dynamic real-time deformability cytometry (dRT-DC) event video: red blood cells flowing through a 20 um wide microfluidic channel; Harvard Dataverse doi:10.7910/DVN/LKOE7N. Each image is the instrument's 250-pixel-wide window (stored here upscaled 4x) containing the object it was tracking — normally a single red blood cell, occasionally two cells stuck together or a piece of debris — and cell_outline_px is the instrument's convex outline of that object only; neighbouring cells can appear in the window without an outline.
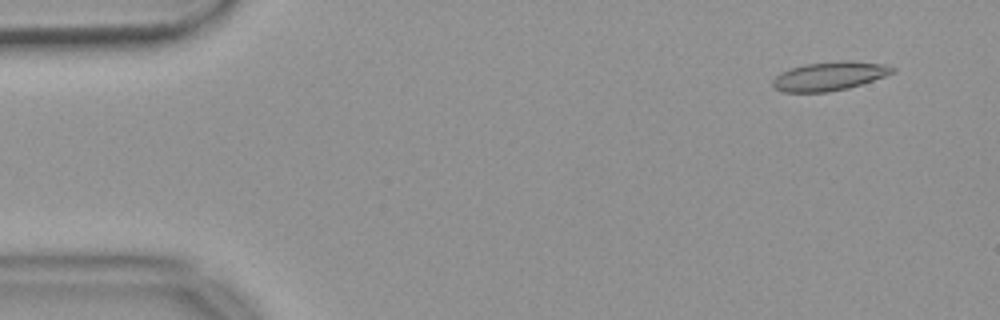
{"species": "common noctule bat (a hibernating species)", "species_latin": "Nyctalus noctula", "temperature_condition": "warm", "stored_images_in_passage": 55, "camera_frame_rate_fps": 3000, "um_per_image_px": 0.085, "animal": {"sex": "female", "body_mass_g": 18.4}, "frame": {"image": 1, "passage_image": 4, "time_ms": 1.0, "image_size_px": [1000, 320], "cell_outline_px": [[896, 72], [848, 88], [828, 92], [784, 92], [776, 88], [772, 84], [772, 80], [780, 72], [804, 64], [844, 60], [852, 60], [884, 64], [896, 68]], "centroid_in_image_um": [70.51, 6.46], "position_along_channel_um": 14.5, "area_um2": 20.06}}
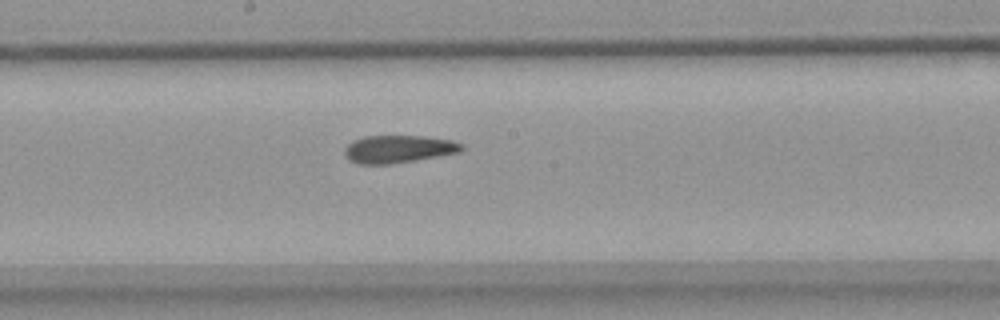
{"frame": {"image": 2, "passage_image": 29, "time_ms": 9.333, "image_size_px": [1000, 320], "cell_outline_px": [[464, 148], [460, 152], [416, 160], [392, 164], [360, 164], [348, 160], [344, 156], [344, 148], [352, 140], [364, 136], [424, 136], [452, 140], [464, 144]], "centroid_in_image_um": [33.84, 12.67], "position_along_channel_um": 214.4, "area_um2": 19.07}}
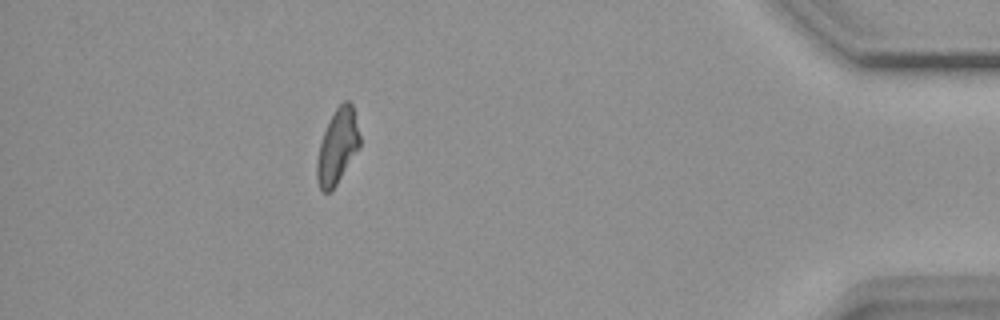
{"frame": {"image": 3, "passage_image": 49, "time_ms": 16.0, "image_size_px": [1000, 320], "cell_outline_px": [[360, 148], [336, 184], [328, 192], [324, 192], [320, 188], [316, 176], [316, 160], [320, 144], [324, 132], [336, 108], [344, 100], [348, 100], [352, 104], [360, 136]], "centroid_in_image_um": [28.69, 12.45], "position_along_channel_um": 406.5, "area_um2": 18.38}, "authors_computed_cell_mechanics": {"area_um2": 19.5364, "velocity_mm_per_s": 3.6685, "shape_relaxation_time_tau1_ms": null, "shape_relaxation_time_tau2_ms": 2.3023, "deformation_change_tau1": null, "deformation_change_tau2": 0.0878}}